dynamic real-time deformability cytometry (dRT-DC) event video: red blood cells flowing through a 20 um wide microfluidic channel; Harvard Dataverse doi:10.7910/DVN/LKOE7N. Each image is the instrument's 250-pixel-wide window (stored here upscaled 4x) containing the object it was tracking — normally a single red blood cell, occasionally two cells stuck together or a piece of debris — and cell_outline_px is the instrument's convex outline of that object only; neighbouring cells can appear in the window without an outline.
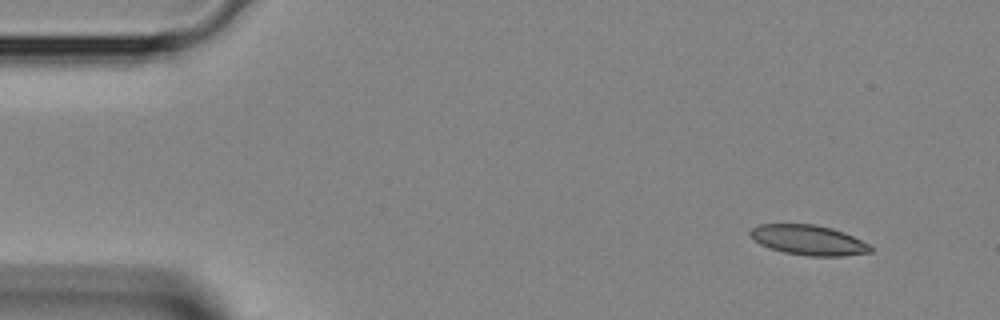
{"species": "Egyptian fruit bat (a non-hibernating species)", "species_latin": "Rousettus aegyptiacus", "temperature_condition": "room temperature", "stored_images_in_passage": 3, "camera_frame_rate_fps": 3000, "um_per_image_px": 0.085, "animal": {"sex": "female"}, "frame": {"image": 1, "passage_image": 1, "time_ms": 0.0, "image_size_px": [1000, 320], "cell_outline_px": [[872, 252], [844, 256], [808, 256], [784, 252], [768, 248], [752, 240], [748, 232], [752, 228], [760, 224], [816, 224], [832, 228], [844, 232], [868, 244], [872, 248]], "centroid_in_image_um": [68.68, 20.4], "position_along_channel_um": 16.3, "area_um2": 21.15}}
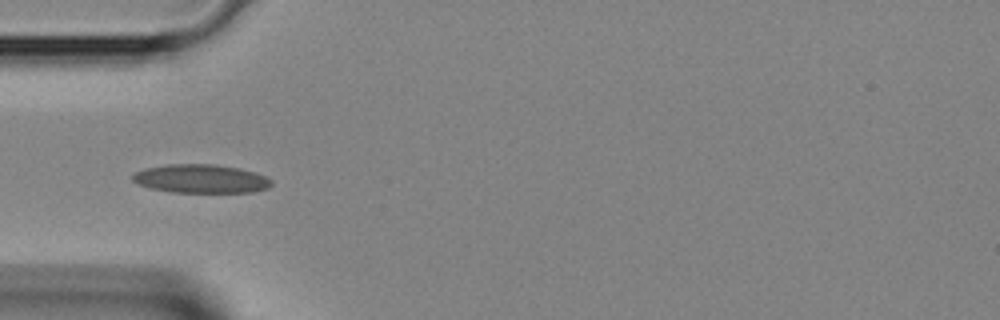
{"frame": {"image": 2, "passage_image": 3, "time_ms": 0.667, "image_size_px": [1000, 320], "cell_outline_px": [[272, 184], [268, 188], [252, 192], [172, 192], [148, 188], [136, 184], [132, 180], [132, 176], [136, 172], [144, 168], [168, 164], [216, 164], [240, 168], [256, 172], [272, 180]], "centroid_in_image_um": [17.06, 15.19], "position_along_channel_um": 67.9, "area_um2": 23.35}}